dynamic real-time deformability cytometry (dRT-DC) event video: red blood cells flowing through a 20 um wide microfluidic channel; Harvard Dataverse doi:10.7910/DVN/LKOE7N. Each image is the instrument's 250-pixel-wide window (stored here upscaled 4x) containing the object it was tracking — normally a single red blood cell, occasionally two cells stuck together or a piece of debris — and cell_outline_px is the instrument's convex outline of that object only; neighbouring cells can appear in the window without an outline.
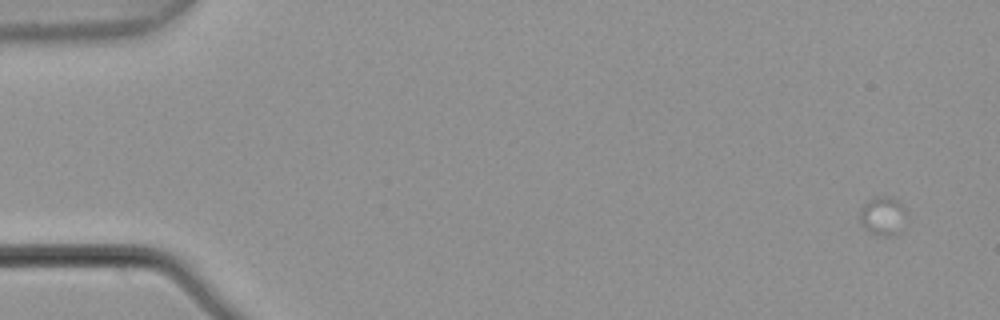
{"species": "common noctule bat (a hibernating species)", "species_latin": "Nyctalus noctula", "temperature_condition": "warm", "stored_images_in_passage": 4, "camera_frame_rate_fps": 3000, "um_per_image_px": 0.085, "animal": {"sex": "male", "body_mass_g": 21.5, "forearm_length_mm": 52.0}, "frame": {"image": 1, "passage_image": 1, "time_ms": 0.0, "image_size_px": [1000, 320], "cell_outline_px": [[908, 216], [900, 232], [888, 236], [880, 236], [864, 228], [860, 220], [860, 208], [864, 204], [876, 196], [888, 196], [896, 200], [908, 208]], "centroid_in_image_um": [75.11, 18.35], "position_along_channel_um": 9.9, "area_um2": 10.75}}